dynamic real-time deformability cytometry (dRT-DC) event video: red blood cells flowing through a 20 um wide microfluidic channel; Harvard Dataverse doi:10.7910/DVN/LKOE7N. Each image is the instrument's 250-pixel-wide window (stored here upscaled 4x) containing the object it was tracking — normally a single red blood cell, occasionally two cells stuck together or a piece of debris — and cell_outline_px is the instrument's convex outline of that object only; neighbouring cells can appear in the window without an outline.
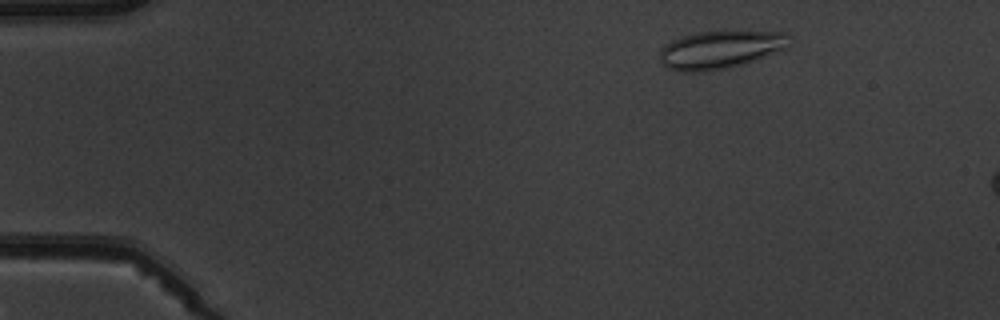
{"species": "common noctule bat (a hibernating species)", "species_latin": "Nyctalus noctula", "temperature_condition": "warm", "stored_images_in_passage": 5, "camera_frame_rate_fps": 3000, "um_per_image_px": 0.085, "animal": {"sex": "male", "body_mass_g": 19.5, "forearm_length_mm": 54.6}, "frame": {"image": 1, "passage_image": 2, "time_ms": 1.0, "image_size_px": [1000, 320], "cell_outline_px": [[792, 36], [788, 48], [740, 64], [724, 68], [700, 72], [680, 72], [668, 68], [660, 60], [660, 48], [664, 44], [672, 40], [684, 36], [700, 32], [788, 32]], "centroid_in_image_um": [61.22, 4.22], "position_along_channel_um": 23.8, "area_um2": 28.26}}